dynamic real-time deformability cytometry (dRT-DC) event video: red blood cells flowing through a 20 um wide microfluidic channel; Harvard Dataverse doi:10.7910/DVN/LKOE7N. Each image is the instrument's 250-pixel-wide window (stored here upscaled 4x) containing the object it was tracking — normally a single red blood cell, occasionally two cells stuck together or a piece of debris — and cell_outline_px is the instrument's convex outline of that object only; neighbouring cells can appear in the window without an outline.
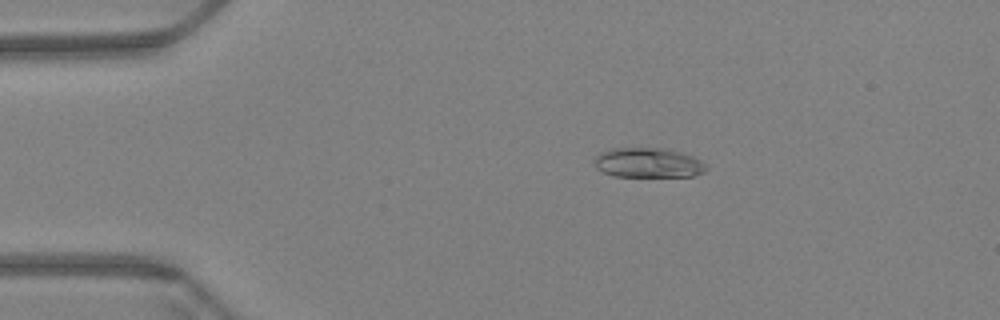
{"species": "Egyptian fruit bat (a non-hibernating species)", "species_latin": "Rousettus aegyptiacus", "temperature_condition": "warm", "stored_images_in_passage": 61, "camera_frame_rate_fps": 3000, "um_per_image_px": 0.085, "animal": {"sex": "female"}, "frame": {"image": 1, "passage_image": 12, "time_ms": 3.667, "image_size_px": [1000, 320], "cell_outline_px": [[708, 168], [704, 172], [692, 176], [616, 176], [604, 172], [596, 168], [592, 160], [600, 152], [612, 148], [664, 148], [680, 152], [692, 156], [708, 164]], "centroid_in_image_um": [55.09, 13.83], "position_along_channel_um": 29.9, "area_um2": 19.48}}
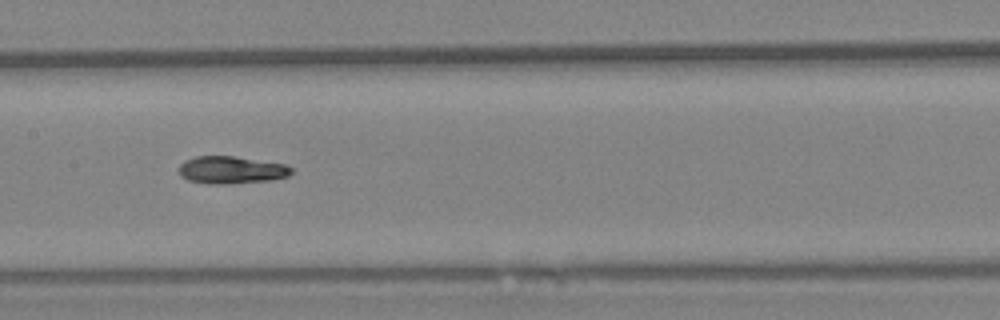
{"frame": {"image": 2, "passage_image": 31, "time_ms": 10.0, "image_size_px": [1000, 320], "cell_outline_px": [[292, 172], [288, 176], [268, 180], [216, 184], [212, 184], [188, 180], [180, 176], [180, 164], [184, 160], [196, 156], [236, 156], [284, 164], [292, 168]], "centroid_in_image_um": [19.63, 14.43], "position_along_channel_um": 187.8, "area_um2": 17.74}}
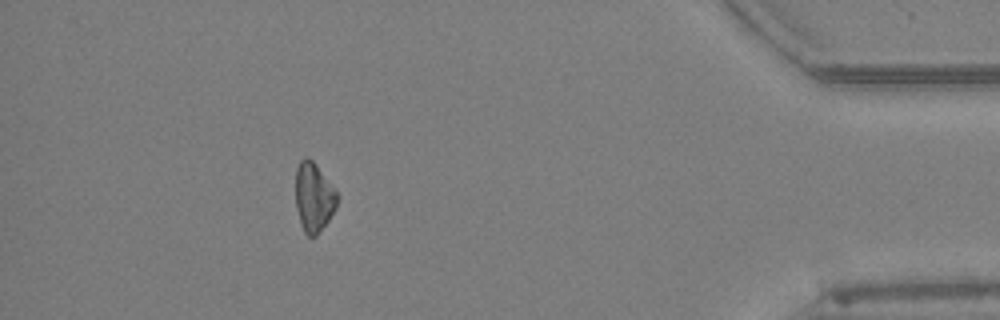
{"frame": {"image": 3, "passage_image": 55, "time_ms": 18.0, "image_size_px": [1000, 320], "cell_outline_px": [[340, 196], [336, 208], [328, 220], [316, 236], [308, 236], [304, 232], [300, 224], [296, 208], [296, 168], [300, 160], [304, 156], [308, 156], [316, 164], [336, 188]], "centroid_in_image_um": [26.69, 16.73], "position_along_channel_um": 408.5, "area_um2": 17.17}, "authors_computed_cell_mechanics": {"area_um2": 18.207, "velocity_mm_per_s": 3.4083, "shape_relaxation_time_tau1_ms": 6.0573, "shape_relaxation_time_tau2_ms": null, "deformation_change_tau1": 0.177, "deformation_change_tau2": null}}